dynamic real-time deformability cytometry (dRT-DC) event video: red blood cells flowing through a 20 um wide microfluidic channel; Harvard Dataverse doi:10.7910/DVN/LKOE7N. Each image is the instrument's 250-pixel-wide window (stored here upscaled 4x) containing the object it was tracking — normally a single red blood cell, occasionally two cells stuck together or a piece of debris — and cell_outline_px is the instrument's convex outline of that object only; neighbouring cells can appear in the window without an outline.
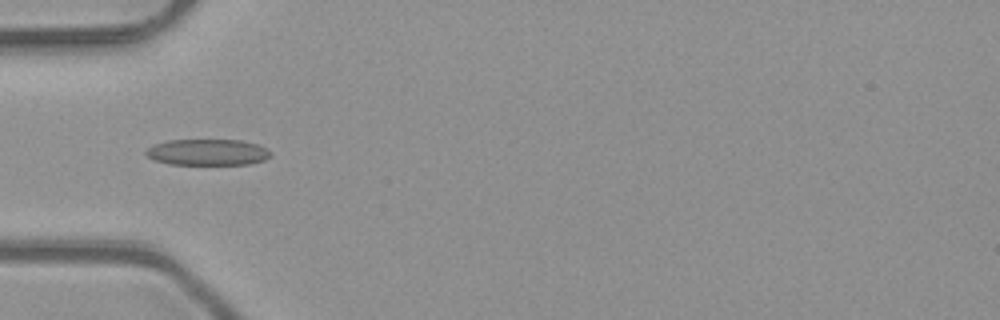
{"species": "common noctule bat (a hibernating species)", "species_latin": "Nyctalus noctula", "temperature_condition": "room temperature", "stored_images_in_passage": 50, "camera_frame_rate_fps": 3000, "um_per_image_px": 0.085, "animal": {"sex": "male", "body_mass_g": 23.1, "forearm_length_mm": 52.7}, "frame": {"image": 1, "passage_image": 16, "time_ms": 5.0, "image_size_px": [1000, 320], "cell_outline_px": [[272, 156], [264, 160], [248, 164], [168, 164], [156, 160], [148, 156], [144, 152], [148, 148], [156, 144], [168, 140], [240, 140], [260, 144], [268, 148], [272, 152]], "centroid_in_image_um": [17.72, 12.93], "position_along_channel_um": 67.3, "area_um2": 19.07}}
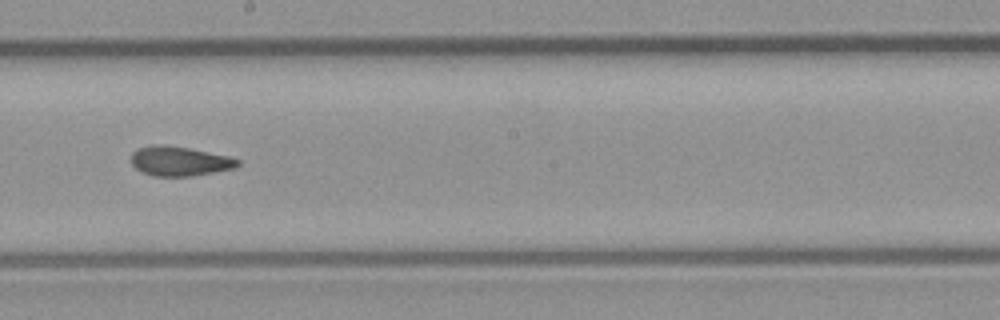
{"frame": {"image": 2, "passage_image": 28, "time_ms": 9.0, "image_size_px": [1000, 320], "cell_outline_px": [[240, 164], [236, 168], [192, 176], [152, 176], [136, 168], [132, 164], [132, 152], [136, 148], [156, 144], [164, 144], [188, 148], [228, 156], [240, 160]], "centroid_in_image_um": [15.26, 13.69], "position_along_channel_um": 232.9, "area_um2": 18.32}}
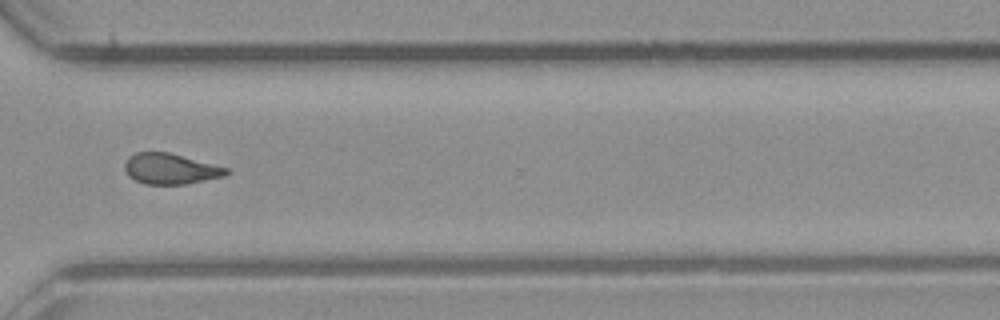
{"frame": {"image": 3, "passage_image": 37, "time_ms": 12.0, "image_size_px": [1000, 320], "cell_outline_px": [[228, 172], [224, 176], [184, 184], [144, 184], [128, 176], [124, 168], [124, 160], [128, 156], [136, 152], [168, 152], [228, 168]], "centroid_in_image_um": [14.42, 14.34], "position_along_channel_um": 356.2, "area_um2": 18.03}, "authors_computed_cell_mechanics": {"area_um2": 18.6694, "velocity_mm_per_s": 4.1135, "shape_relaxation_time_tau1_ms": null, "shape_relaxation_time_tau2_ms": 1.7074, "deformation_change_tau1": null, "deformation_change_tau2": 0.0775}}